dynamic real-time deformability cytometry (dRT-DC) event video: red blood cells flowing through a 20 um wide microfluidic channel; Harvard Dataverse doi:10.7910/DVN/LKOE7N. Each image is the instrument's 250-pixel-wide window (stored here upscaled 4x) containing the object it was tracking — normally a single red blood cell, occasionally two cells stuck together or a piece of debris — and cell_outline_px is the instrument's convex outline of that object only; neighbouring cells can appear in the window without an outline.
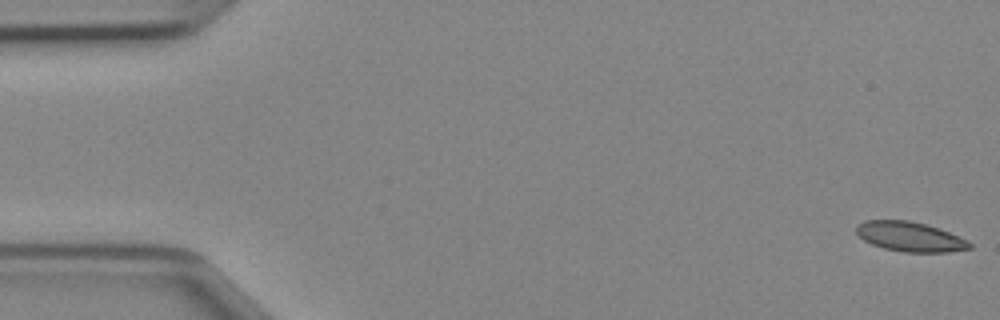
{"species": "Egyptian fruit bat (a non-hibernating species)", "species_latin": "Rousettus aegyptiacus", "temperature_condition": "cold", "stored_images_in_passage": 47, "camera_frame_rate_fps": 3000, "um_per_image_px": 0.085, "animal": {"sex": "female"}, "frame": {"image": 1, "passage_image": 1, "time_ms": 0.0, "image_size_px": [1000, 320], "cell_outline_px": [[972, 248], [948, 252], [904, 252], [884, 248], [872, 244], [864, 240], [856, 232], [856, 228], [864, 220], [908, 220], [924, 224], [948, 232], [968, 240], [972, 244]], "centroid_in_image_um": [77.36, 20.12], "position_along_channel_um": 7.6, "area_um2": 19.36}}
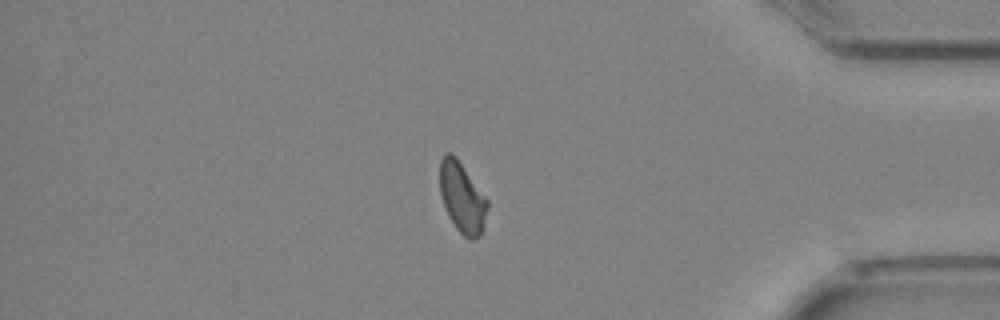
{"frame": {"image": 2, "passage_image": 40, "time_ms": 13.0, "image_size_px": [1000, 320], "cell_outline_px": [[488, 208], [480, 236], [472, 240], [464, 236], [456, 228], [448, 216], [444, 208], [440, 196], [440, 160], [448, 152], [456, 156], [488, 200]], "centroid_in_image_um": [39.27, 16.8], "position_along_channel_um": 395.9, "area_um2": 19.48}}
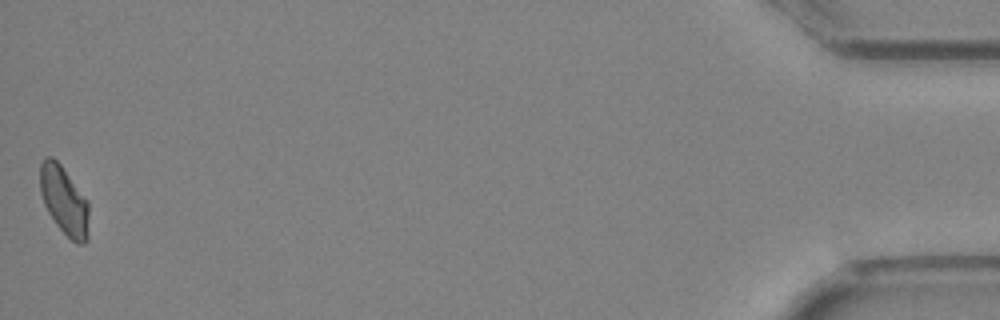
{"frame": {"image": 3, "passage_image": 47, "time_ms": 15.333, "image_size_px": [1000, 320], "cell_outline_px": [[88, 240], [84, 244], [76, 244], [56, 224], [48, 212], [44, 204], [40, 192], [40, 164], [44, 156], [52, 156], [60, 164], [88, 200]], "centroid_in_image_um": [5.45, 17.04], "position_along_channel_um": 429.8, "area_um2": 19.54}}